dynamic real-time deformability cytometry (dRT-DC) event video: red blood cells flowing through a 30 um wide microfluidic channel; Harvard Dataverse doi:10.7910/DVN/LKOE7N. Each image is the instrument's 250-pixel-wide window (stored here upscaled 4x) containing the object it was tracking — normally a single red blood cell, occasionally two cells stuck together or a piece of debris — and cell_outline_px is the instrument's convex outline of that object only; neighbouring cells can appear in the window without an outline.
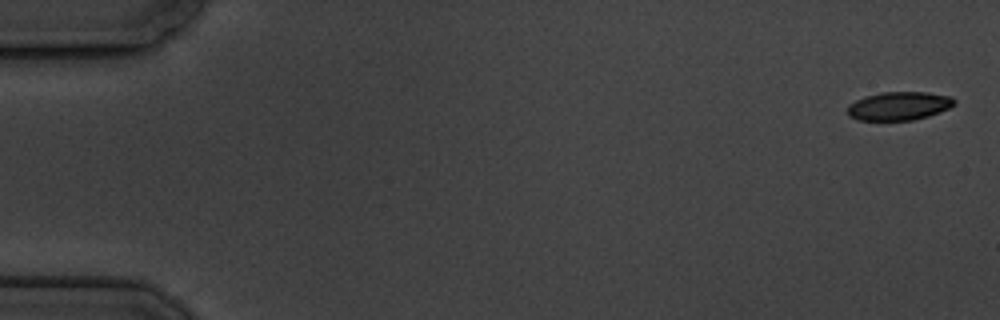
{"species": "common noctule bat (a hibernating species)", "species_latin": "Nyctalus noctula", "temperature_condition": "cold", "stored_images_in_passage": 6, "camera_frame_rate_fps": 3000, "um_per_image_px": 0.085, "animal": {"sex": "male", "body_mass_g": 19.5, "forearm_length_mm": 54.6}, "frame": {"image": 1, "passage_image": 1, "time_ms": 0.0, "image_size_px": [1000, 320], "cell_outline_px": [[956, 104], [940, 112], [928, 116], [912, 120], [856, 120], [848, 116], [848, 104], [864, 96], [884, 92], [928, 92], [952, 96], [956, 100]], "centroid_in_image_um": [76.42, 9.0], "position_along_channel_um": 8.6, "area_um2": 17.86}}
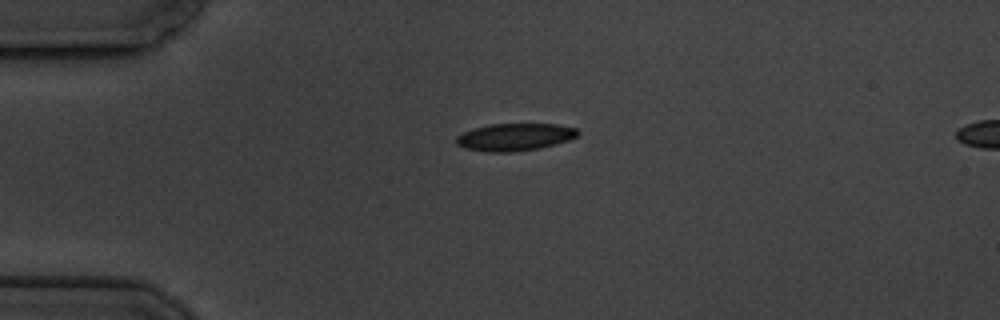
{"frame": {"image": 2, "passage_image": 4, "time_ms": 4.333, "image_size_px": [1000, 320], "cell_outline_px": [[580, 132], [576, 136], [568, 140], [556, 144], [540, 148], [512, 152], [488, 152], [464, 148], [456, 144], [456, 136], [464, 132], [476, 128], [492, 124], [556, 124], [576, 128]], "centroid_in_image_um": [43.76, 11.65], "position_along_channel_um": 41.2, "area_um2": 19.31}}
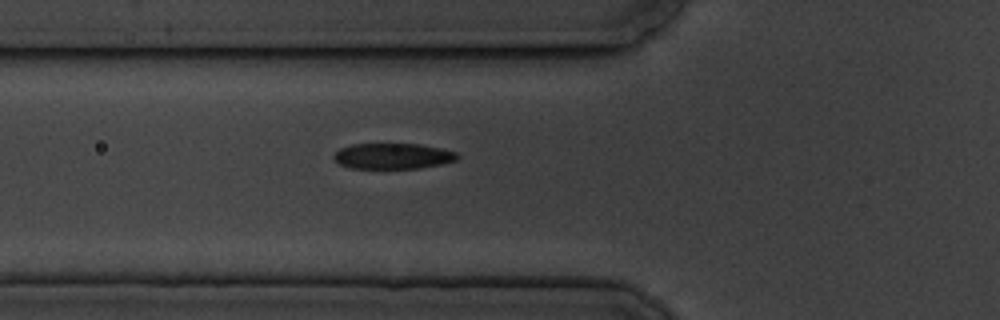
{"frame": {"image": 3, "passage_image": 6, "time_ms": 6.667, "image_size_px": [1000, 320], "cell_outline_px": [[460, 156], [456, 160], [440, 164], [420, 168], [348, 168], [340, 164], [332, 156], [340, 148], [352, 144], [420, 144], [440, 148], [456, 152]], "centroid_in_image_um": [33.39, 13.26], "position_along_channel_um": 92.4, "area_um2": 18.44}}